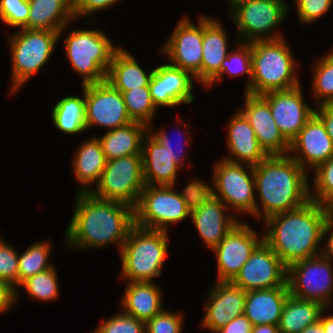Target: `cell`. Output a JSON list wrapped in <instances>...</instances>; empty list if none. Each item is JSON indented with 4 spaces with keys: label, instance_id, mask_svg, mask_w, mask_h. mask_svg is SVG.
<instances>
[{
    "label": "cell",
    "instance_id": "cell-1",
    "mask_svg": "<svg viewBox=\"0 0 333 333\" xmlns=\"http://www.w3.org/2000/svg\"><path fill=\"white\" fill-rule=\"evenodd\" d=\"M134 225L133 207L77 192L74 214L65 233L67 249H100L113 243L120 251Z\"/></svg>",
    "mask_w": 333,
    "mask_h": 333
},
{
    "label": "cell",
    "instance_id": "cell-2",
    "mask_svg": "<svg viewBox=\"0 0 333 333\" xmlns=\"http://www.w3.org/2000/svg\"><path fill=\"white\" fill-rule=\"evenodd\" d=\"M330 214L326 206L315 201L265 220L263 241L288 268L295 262L322 253L324 227Z\"/></svg>",
    "mask_w": 333,
    "mask_h": 333
},
{
    "label": "cell",
    "instance_id": "cell-3",
    "mask_svg": "<svg viewBox=\"0 0 333 333\" xmlns=\"http://www.w3.org/2000/svg\"><path fill=\"white\" fill-rule=\"evenodd\" d=\"M253 172L255 190L261 201V208H256L257 219L263 218L264 222L310 201L308 172L290 155L267 156L253 166Z\"/></svg>",
    "mask_w": 333,
    "mask_h": 333
},
{
    "label": "cell",
    "instance_id": "cell-4",
    "mask_svg": "<svg viewBox=\"0 0 333 333\" xmlns=\"http://www.w3.org/2000/svg\"><path fill=\"white\" fill-rule=\"evenodd\" d=\"M202 186L201 180L194 179L178 193L174 185H145L134 208L135 225L168 231L170 224L190 217L194 196Z\"/></svg>",
    "mask_w": 333,
    "mask_h": 333
},
{
    "label": "cell",
    "instance_id": "cell-5",
    "mask_svg": "<svg viewBox=\"0 0 333 333\" xmlns=\"http://www.w3.org/2000/svg\"><path fill=\"white\" fill-rule=\"evenodd\" d=\"M252 80L250 94L262 95L271 91L288 90L301 85L293 58L284 38L250 43Z\"/></svg>",
    "mask_w": 333,
    "mask_h": 333
},
{
    "label": "cell",
    "instance_id": "cell-6",
    "mask_svg": "<svg viewBox=\"0 0 333 333\" xmlns=\"http://www.w3.org/2000/svg\"><path fill=\"white\" fill-rule=\"evenodd\" d=\"M168 239V231L134 225L120 250L122 278L128 282H152V278L160 277Z\"/></svg>",
    "mask_w": 333,
    "mask_h": 333
},
{
    "label": "cell",
    "instance_id": "cell-7",
    "mask_svg": "<svg viewBox=\"0 0 333 333\" xmlns=\"http://www.w3.org/2000/svg\"><path fill=\"white\" fill-rule=\"evenodd\" d=\"M64 49L73 70L81 75L82 86L106 80L114 53L110 38L100 29H76L65 37Z\"/></svg>",
    "mask_w": 333,
    "mask_h": 333
},
{
    "label": "cell",
    "instance_id": "cell-8",
    "mask_svg": "<svg viewBox=\"0 0 333 333\" xmlns=\"http://www.w3.org/2000/svg\"><path fill=\"white\" fill-rule=\"evenodd\" d=\"M19 30L16 34L8 36L12 65L10 91L12 94L48 62L59 41L57 31Z\"/></svg>",
    "mask_w": 333,
    "mask_h": 333
},
{
    "label": "cell",
    "instance_id": "cell-9",
    "mask_svg": "<svg viewBox=\"0 0 333 333\" xmlns=\"http://www.w3.org/2000/svg\"><path fill=\"white\" fill-rule=\"evenodd\" d=\"M213 172L212 186L202 181L204 188L221 199L230 211L250 213L256 218V208L259 206L254 193L253 166L221 159L215 164Z\"/></svg>",
    "mask_w": 333,
    "mask_h": 333
},
{
    "label": "cell",
    "instance_id": "cell-10",
    "mask_svg": "<svg viewBox=\"0 0 333 333\" xmlns=\"http://www.w3.org/2000/svg\"><path fill=\"white\" fill-rule=\"evenodd\" d=\"M288 7L285 0H248L238 4L229 12L237 41L251 43L283 38L275 29L284 23Z\"/></svg>",
    "mask_w": 333,
    "mask_h": 333
},
{
    "label": "cell",
    "instance_id": "cell-11",
    "mask_svg": "<svg viewBox=\"0 0 333 333\" xmlns=\"http://www.w3.org/2000/svg\"><path fill=\"white\" fill-rule=\"evenodd\" d=\"M144 187L142 155H129L108 160L100 181L90 193L100 200L135 208Z\"/></svg>",
    "mask_w": 333,
    "mask_h": 333
},
{
    "label": "cell",
    "instance_id": "cell-12",
    "mask_svg": "<svg viewBox=\"0 0 333 333\" xmlns=\"http://www.w3.org/2000/svg\"><path fill=\"white\" fill-rule=\"evenodd\" d=\"M332 257L323 253L300 260L287 268V284L292 296L315 301L328 308L332 302Z\"/></svg>",
    "mask_w": 333,
    "mask_h": 333
},
{
    "label": "cell",
    "instance_id": "cell-13",
    "mask_svg": "<svg viewBox=\"0 0 333 333\" xmlns=\"http://www.w3.org/2000/svg\"><path fill=\"white\" fill-rule=\"evenodd\" d=\"M228 207L202 186L195 194L190 218L206 247H216L239 222L234 215L228 216ZM228 216V217H227Z\"/></svg>",
    "mask_w": 333,
    "mask_h": 333
},
{
    "label": "cell",
    "instance_id": "cell-14",
    "mask_svg": "<svg viewBox=\"0 0 333 333\" xmlns=\"http://www.w3.org/2000/svg\"><path fill=\"white\" fill-rule=\"evenodd\" d=\"M86 127L102 126L111 130L131 122L123 95L108 81L85 85Z\"/></svg>",
    "mask_w": 333,
    "mask_h": 333
},
{
    "label": "cell",
    "instance_id": "cell-15",
    "mask_svg": "<svg viewBox=\"0 0 333 333\" xmlns=\"http://www.w3.org/2000/svg\"><path fill=\"white\" fill-rule=\"evenodd\" d=\"M203 43V16L195 25L190 19H179L174 30L163 45V53L170 64L189 72L197 81L201 82Z\"/></svg>",
    "mask_w": 333,
    "mask_h": 333
},
{
    "label": "cell",
    "instance_id": "cell-16",
    "mask_svg": "<svg viewBox=\"0 0 333 333\" xmlns=\"http://www.w3.org/2000/svg\"><path fill=\"white\" fill-rule=\"evenodd\" d=\"M231 282L245 291L288 287L287 267L262 241Z\"/></svg>",
    "mask_w": 333,
    "mask_h": 333
},
{
    "label": "cell",
    "instance_id": "cell-17",
    "mask_svg": "<svg viewBox=\"0 0 333 333\" xmlns=\"http://www.w3.org/2000/svg\"><path fill=\"white\" fill-rule=\"evenodd\" d=\"M263 241L250 225L239 221L211 251L217 257V281H232L254 249Z\"/></svg>",
    "mask_w": 333,
    "mask_h": 333
},
{
    "label": "cell",
    "instance_id": "cell-18",
    "mask_svg": "<svg viewBox=\"0 0 333 333\" xmlns=\"http://www.w3.org/2000/svg\"><path fill=\"white\" fill-rule=\"evenodd\" d=\"M261 96L268 102L275 124L289 143L315 111V108L305 103L300 85L288 90L267 92Z\"/></svg>",
    "mask_w": 333,
    "mask_h": 333
},
{
    "label": "cell",
    "instance_id": "cell-19",
    "mask_svg": "<svg viewBox=\"0 0 333 333\" xmlns=\"http://www.w3.org/2000/svg\"><path fill=\"white\" fill-rule=\"evenodd\" d=\"M288 155L307 172L308 168L315 170L333 157V142L315 114L291 141Z\"/></svg>",
    "mask_w": 333,
    "mask_h": 333
},
{
    "label": "cell",
    "instance_id": "cell-20",
    "mask_svg": "<svg viewBox=\"0 0 333 333\" xmlns=\"http://www.w3.org/2000/svg\"><path fill=\"white\" fill-rule=\"evenodd\" d=\"M193 79L189 72L170 63L154 68L149 82L151 98L156 107H173L191 104L194 100Z\"/></svg>",
    "mask_w": 333,
    "mask_h": 333
},
{
    "label": "cell",
    "instance_id": "cell-21",
    "mask_svg": "<svg viewBox=\"0 0 333 333\" xmlns=\"http://www.w3.org/2000/svg\"><path fill=\"white\" fill-rule=\"evenodd\" d=\"M244 108L240 111L255 131L260 147L268 156L288 155L290 143L275 124L268 102L261 95L244 94Z\"/></svg>",
    "mask_w": 333,
    "mask_h": 333
},
{
    "label": "cell",
    "instance_id": "cell-22",
    "mask_svg": "<svg viewBox=\"0 0 333 333\" xmlns=\"http://www.w3.org/2000/svg\"><path fill=\"white\" fill-rule=\"evenodd\" d=\"M209 292L201 325L211 333L244 314L247 291L231 281H217Z\"/></svg>",
    "mask_w": 333,
    "mask_h": 333
},
{
    "label": "cell",
    "instance_id": "cell-23",
    "mask_svg": "<svg viewBox=\"0 0 333 333\" xmlns=\"http://www.w3.org/2000/svg\"><path fill=\"white\" fill-rule=\"evenodd\" d=\"M227 147L231 156L224 160L256 166L268 155L260 147L248 119L238 110L228 124Z\"/></svg>",
    "mask_w": 333,
    "mask_h": 333
},
{
    "label": "cell",
    "instance_id": "cell-24",
    "mask_svg": "<svg viewBox=\"0 0 333 333\" xmlns=\"http://www.w3.org/2000/svg\"><path fill=\"white\" fill-rule=\"evenodd\" d=\"M228 55V38L218 19L203 15V43L201 84L209 86L221 73V65Z\"/></svg>",
    "mask_w": 333,
    "mask_h": 333
},
{
    "label": "cell",
    "instance_id": "cell-25",
    "mask_svg": "<svg viewBox=\"0 0 333 333\" xmlns=\"http://www.w3.org/2000/svg\"><path fill=\"white\" fill-rule=\"evenodd\" d=\"M141 154L145 185L175 186L176 176L181 168L149 132L143 137Z\"/></svg>",
    "mask_w": 333,
    "mask_h": 333
},
{
    "label": "cell",
    "instance_id": "cell-26",
    "mask_svg": "<svg viewBox=\"0 0 333 333\" xmlns=\"http://www.w3.org/2000/svg\"><path fill=\"white\" fill-rule=\"evenodd\" d=\"M289 287L247 291L244 315L255 325H279Z\"/></svg>",
    "mask_w": 333,
    "mask_h": 333
},
{
    "label": "cell",
    "instance_id": "cell-27",
    "mask_svg": "<svg viewBox=\"0 0 333 333\" xmlns=\"http://www.w3.org/2000/svg\"><path fill=\"white\" fill-rule=\"evenodd\" d=\"M30 12L23 29L59 32V39L67 24L75 19L73 0H28ZM66 26V27H65Z\"/></svg>",
    "mask_w": 333,
    "mask_h": 333
},
{
    "label": "cell",
    "instance_id": "cell-28",
    "mask_svg": "<svg viewBox=\"0 0 333 333\" xmlns=\"http://www.w3.org/2000/svg\"><path fill=\"white\" fill-rule=\"evenodd\" d=\"M162 292L152 282H128L121 298L123 312L147 322L163 310Z\"/></svg>",
    "mask_w": 333,
    "mask_h": 333
},
{
    "label": "cell",
    "instance_id": "cell-29",
    "mask_svg": "<svg viewBox=\"0 0 333 333\" xmlns=\"http://www.w3.org/2000/svg\"><path fill=\"white\" fill-rule=\"evenodd\" d=\"M72 161L75 177L81 184L78 193H90V186L98 184L107 162L98 136L84 141Z\"/></svg>",
    "mask_w": 333,
    "mask_h": 333
},
{
    "label": "cell",
    "instance_id": "cell-30",
    "mask_svg": "<svg viewBox=\"0 0 333 333\" xmlns=\"http://www.w3.org/2000/svg\"><path fill=\"white\" fill-rule=\"evenodd\" d=\"M119 48L113 55L111 64L106 74L108 81L116 90L128 91L140 87L149 86L150 79L154 72L152 69L146 73L139 65L134 55Z\"/></svg>",
    "mask_w": 333,
    "mask_h": 333
},
{
    "label": "cell",
    "instance_id": "cell-31",
    "mask_svg": "<svg viewBox=\"0 0 333 333\" xmlns=\"http://www.w3.org/2000/svg\"><path fill=\"white\" fill-rule=\"evenodd\" d=\"M148 127L139 122H131L125 126L109 130L98 137L106 160L117 159L129 155H142V140Z\"/></svg>",
    "mask_w": 333,
    "mask_h": 333
},
{
    "label": "cell",
    "instance_id": "cell-32",
    "mask_svg": "<svg viewBox=\"0 0 333 333\" xmlns=\"http://www.w3.org/2000/svg\"><path fill=\"white\" fill-rule=\"evenodd\" d=\"M325 309L318 302L300 299L289 294L281 313L279 332L300 333L307 326L317 323Z\"/></svg>",
    "mask_w": 333,
    "mask_h": 333
},
{
    "label": "cell",
    "instance_id": "cell-33",
    "mask_svg": "<svg viewBox=\"0 0 333 333\" xmlns=\"http://www.w3.org/2000/svg\"><path fill=\"white\" fill-rule=\"evenodd\" d=\"M83 96H66L60 99L52 109V120L55 127L65 134L84 132L86 127L85 118V85Z\"/></svg>",
    "mask_w": 333,
    "mask_h": 333
},
{
    "label": "cell",
    "instance_id": "cell-34",
    "mask_svg": "<svg viewBox=\"0 0 333 333\" xmlns=\"http://www.w3.org/2000/svg\"><path fill=\"white\" fill-rule=\"evenodd\" d=\"M51 245L49 241L36 242L18 255L19 285L27 278L53 267L48 260Z\"/></svg>",
    "mask_w": 333,
    "mask_h": 333
},
{
    "label": "cell",
    "instance_id": "cell-35",
    "mask_svg": "<svg viewBox=\"0 0 333 333\" xmlns=\"http://www.w3.org/2000/svg\"><path fill=\"white\" fill-rule=\"evenodd\" d=\"M122 95L131 120L150 126L157 107L151 98L149 86L123 91Z\"/></svg>",
    "mask_w": 333,
    "mask_h": 333
},
{
    "label": "cell",
    "instance_id": "cell-36",
    "mask_svg": "<svg viewBox=\"0 0 333 333\" xmlns=\"http://www.w3.org/2000/svg\"><path fill=\"white\" fill-rule=\"evenodd\" d=\"M225 73L232 77L241 76L243 74L248 75L250 80H248L245 92L250 94V82L252 80L250 43L237 41V49L228 52L227 57L222 62L221 73L207 87H211L213 83H218L220 79H223L222 77Z\"/></svg>",
    "mask_w": 333,
    "mask_h": 333
},
{
    "label": "cell",
    "instance_id": "cell-37",
    "mask_svg": "<svg viewBox=\"0 0 333 333\" xmlns=\"http://www.w3.org/2000/svg\"><path fill=\"white\" fill-rule=\"evenodd\" d=\"M318 59L314 68L312 90L317 100L314 106L333 104V49Z\"/></svg>",
    "mask_w": 333,
    "mask_h": 333
},
{
    "label": "cell",
    "instance_id": "cell-38",
    "mask_svg": "<svg viewBox=\"0 0 333 333\" xmlns=\"http://www.w3.org/2000/svg\"><path fill=\"white\" fill-rule=\"evenodd\" d=\"M54 268L27 278L19 286H22L29 298L33 300L55 301L59 297V282Z\"/></svg>",
    "mask_w": 333,
    "mask_h": 333
},
{
    "label": "cell",
    "instance_id": "cell-39",
    "mask_svg": "<svg viewBox=\"0 0 333 333\" xmlns=\"http://www.w3.org/2000/svg\"><path fill=\"white\" fill-rule=\"evenodd\" d=\"M313 171L314 193L310 187V200L328 207L333 202V157Z\"/></svg>",
    "mask_w": 333,
    "mask_h": 333
},
{
    "label": "cell",
    "instance_id": "cell-40",
    "mask_svg": "<svg viewBox=\"0 0 333 333\" xmlns=\"http://www.w3.org/2000/svg\"><path fill=\"white\" fill-rule=\"evenodd\" d=\"M91 333H146L145 322L119 311L117 315L102 320L98 328Z\"/></svg>",
    "mask_w": 333,
    "mask_h": 333
},
{
    "label": "cell",
    "instance_id": "cell-41",
    "mask_svg": "<svg viewBox=\"0 0 333 333\" xmlns=\"http://www.w3.org/2000/svg\"><path fill=\"white\" fill-rule=\"evenodd\" d=\"M0 238V281L9 283L16 289V298L18 297L19 286V266L18 253L15 248L5 243Z\"/></svg>",
    "mask_w": 333,
    "mask_h": 333
},
{
    "label": "cell",
    "instance_id": "cell-42",
    "mask_svg": "<svg viewBox=\"0 0 333 333\" xmlns=\"http://www.w3.org/2000/svg\"><path fill=\"white\" fill-rule=\"evenodd\" d=\"M28 0H0V19L7 26L23 29L28 21Z\"/></svg>",
    "mask_w": 333,
    "mask_h": 333
},
{
    "label": "cell",
    "instance_id": "cell-43",
    "mask_svg": "<svg viewBox=\"0 0 333 333\" xmlns=\"http://www.w3.org/2000/svg\"><path fill=\"white\" fill-rule=\"evenodd\" d=\"M182 313L169 312L165 309L157 313L145 323L146 333H181L183 317Z\"/></svg>",
    "mask_w": 333,
    "mask_h": 333
},
{
    "label": "cell",
    "instance_id": "cell-44",
    "mask_svg": "<svg viewBox=\"0 0 333 333\" xmlns=\"http://www.w3.org/2000/svg\"><path fill=\"white\" fill-rule=\"evenodd\" d=\"M333 0H295L297 14L302 23H313L327 14Z\"/></svg>",
    "mask_w": 333,
    "mask_h": 333
},
{
    "label": "cell",
    "instance_id": "cell-45",
    "mask_svg": "<svg viewBox=\"0 0 333 333\" xmlns=\"http://www.w3.org/2000/svg\"><path fill=\"white\" fill-rule=\"evenodd\" d=\"M120 0H73V13L77 17L93 15L92 13L108 9Z\"/></svg>",
    "mask_w": 333,
    "mask_h": 333
},
{
    "label": "cell",
    "instance_id": "cell-46",
    "mask_svg": "<svg viewBox=\"0 0 333 333\" xmlns=\"http://www.w3.org/2000/svg\"><path fill=\"white\" fill-rule=\"evenodd\" d=\"M152 125L148 126V132L162 145L166 148V150L168 151V153L170 154L171 158L173 159V161L181 168L184 163L183 160L186 157V155L183 153V149L184 146L187 144H189L190 140L189 137L185 139V144L182 143L179 144V146L176 148L177 150L175 151V146L173 148L172 144H171V140L168 137V135L166 134V132L164 131L165 129H161L158 132H153L154 130H152ZM180 134V133H179ZM188 140V141H187ZM178 144V143H177ZM185 156H183V155Z\"/></svg>",
    "mask_w": 333,
    "mask_h": 333
},
{
    "label": "cell",
    "instance_id": "cell-47",
    "mask_svg": "<svg viewBox=\"0 0 333 333\" xmlns=\"http://www.w3.org/2000/svg\"><path fill=\"white\" fill-rule=\"evenodd\" d=\"M251 321L244 315H240L229 321L224 327L215 333H251Z\"/></svg>",
    "mask_w": 333,
    "mask_h": 333
},
{
    "label": "cell",
    "instance_id": "cell-48",
    "mask_svg": "<svg viewBox=\"0 0 333 333\" xmlns=\"http://www.w3.org/2000/svg\"><path fill=\"white\" fill-rule=\"evenodd\" d=\"M16 300V289L9 283L0 281V313L11 309Z\"/></svg>",
    "mask_w": 333,
    "mask_h": 333
},
{
    "label": "cell",
    "instance_id": "cell-49",
    "mask_svg": "<svg viewBox=\"0 0 333 333\" xmlns=\"http://www.w3.org/2000/svg\"><path fill=\"white\" fill-rule=\"evenodd\" d=\"M314 114L323 122L327 134L333 142V104L315 106Z\"/></svg>",
    "mask_w": 333,
    "mask_h": 333
},
{
    "label": "cell",
    "instance_id": "cell-50",
    "mask_svg": "<svg viewBox=\"0 0 333 333\" xmlns=\"http://www.w3.org/2000/svg\"><path fill=\"white\" fill-rule=\"evenodd\" d=\"M330 233V235H327ZM328 236L327 244L323 245V251L322 253L327 256H331L333 258V217L329 216V218L326 221L325 227H324V238L325 236Z\"/></svg>",
    "mask_w": 333,
    "mask_h": 333
},
{
    "label": "cell",
    "instance_id": "cell-51",
    "mask_svg": "<svg viewBox=\"0 0 333 333\" xmlns=\"http://www.w3.org/2000/svg\"><path fill=\"white\" fill-rule=\"evenodd\" d=\"M251 333H280L278 325H255L252 326Z\"/></svg>",
    "mask_w": 333,
    "mask_h": 333
},
{
    "label": "cell",
    "instance_id": "cell-52",
    "mask_svg": "<svg viewBox=\"0 0 333 333\" xmlns=\"http://www.w3.org/2000/svg\"><path fill=\"white\" fill-rule=\"evenodd\" d=\"M326 310H328V308L321 313L319 321L322 324L324 333H333V316H322Z\"/></svg>",
    "mask_w": 333,
    "mask_h": 333
},
{
    "label": "cell",
    "instance_id": "cell-53",
    "mask_svg": "<svg viewBox=\"0 0 333 333\" xmlns=\"http://www.w3.org/2000/svg\"><path fill=\"white\" fill-rule=\"evenodd\" d=\"M300 333H324V330L322 328L321 322L318 321L313 325L307 326Z\"/></svg>",
    "mask_w": 333,
    "mask_h": 333
},
{
    "label": "cell",
    "instance_id": "cell-54",
    "mask_svg": "<svg viewBox=\"0 0 333 333\" xmlns=\"http://www.w3.org/2000/svg\"><path fill=\"white\" fill-rule=\"evenodd\" d=\"M248 0H227V3L229 4V7L231 8L229 12L238 4L243 3Z\"/></svg>",
    "mask_w": 333,
    "mask_h": 333
},
{
    "label": "cell",
    "instance_id": "cell-55",
    "mask_svg": "<svg viewBox=\"0 0 333 333\" xmlns=\"http://www.w3.org/2000/svg\"><path fill=\"white\" fill-rule=\"evenodd\" d=\"M327 208H328V212H329L330 216L333 217V202Z\"/></svg>",
    "mask_w": 333,
    "mask_h": 333
}]
</instances>
